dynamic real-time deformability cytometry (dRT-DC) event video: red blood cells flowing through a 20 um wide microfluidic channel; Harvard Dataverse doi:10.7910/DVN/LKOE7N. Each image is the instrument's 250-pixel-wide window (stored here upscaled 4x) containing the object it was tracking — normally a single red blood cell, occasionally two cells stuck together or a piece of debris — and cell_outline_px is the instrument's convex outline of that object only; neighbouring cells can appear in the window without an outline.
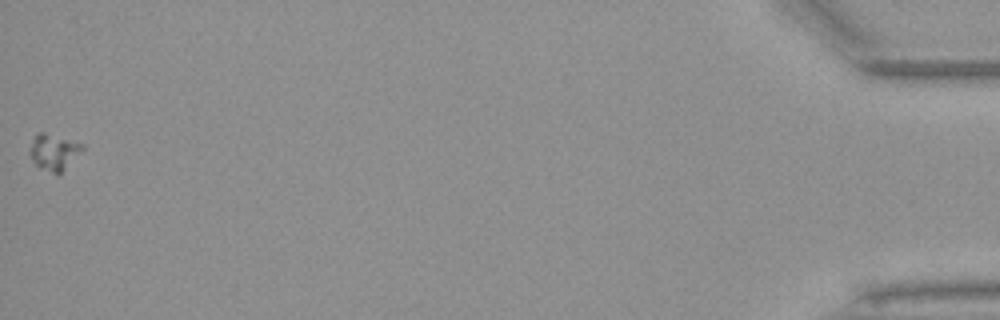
{"species": "Egyptian fruit bat (a non-hibernating species)", "species_latin": "Rousettus aegyptiacus", "temperature_condition": "warm", "stored_images_in_passage": 53, "camera_frame_rate_fps": 3000, "um_per_image_px": 0.085, "animal": {"sex": "female"}, "frame": {"image": 1, "passage_image": 53, "time_ms": 17.333, "image_size_px": [1000, 320], "cell_outline_px": [[84, 148], [60, 176], [56, 176], [40, 168], [36, 164], [32, 156], [32, 140], [36, 132], [44, 132], [84, 144]], "centroid_in_image_um": [4.62, 12.96], "position_along_channel_um": 430.6, "area_um2": 11.04}}